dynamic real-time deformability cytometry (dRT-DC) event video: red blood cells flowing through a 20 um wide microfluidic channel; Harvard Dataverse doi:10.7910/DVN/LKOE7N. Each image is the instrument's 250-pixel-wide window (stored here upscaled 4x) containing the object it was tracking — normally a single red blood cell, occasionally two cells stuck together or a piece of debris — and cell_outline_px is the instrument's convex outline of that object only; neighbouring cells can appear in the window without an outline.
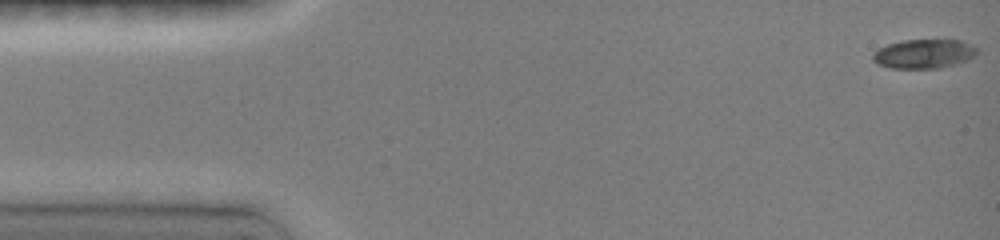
{"species": "common noctule bat (a hibernating species)", "species_latin": "Nyctalus noctula", "temperature_condition": "room temperature", "stored_images_in_passage": 47, "camera_frame_rate_fps": 3000, "um_per_image_px": 0.085, "animal": {"sex": "female", "body_mass_g": 19.0, "forearm_length_mm": 51.5}, "frame": {"image": 1, "passage_image": 1, "time_ms": 0.0, "image_size_px": [1000, 240], "cell_outline_px": [[980, 52], [976, 56], [968, 60], [940, 68], [892, 68], [876, 64], [872, 60], [872, 52], [888, 44], [904, 40], [960, 40], [980, 48]], "centroid_in_image_um": [78.56, 4.57], "position_along_channel_um": 6.4, "area_um2": 17.92}}
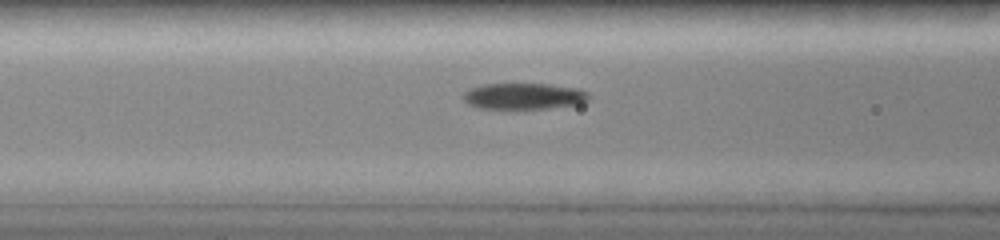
{"frame": {"image": 2, "passage_image": 19, "time_ms": 6.0, "image_size_px": [1000, 240], "cell_outline_px": [[588, 100], [580, 104], [516, 112], [512, 112], [476, 108], [468, 104], [464, 100], [464, 92], [472, 88], [484, 84], [548, 84], [576, 88], [584, 92], [588, 96]], "centroid_in_image_um": [44.45, 8.24], "position_along_channel_um": 122.2, "area_um2": 19.94}}
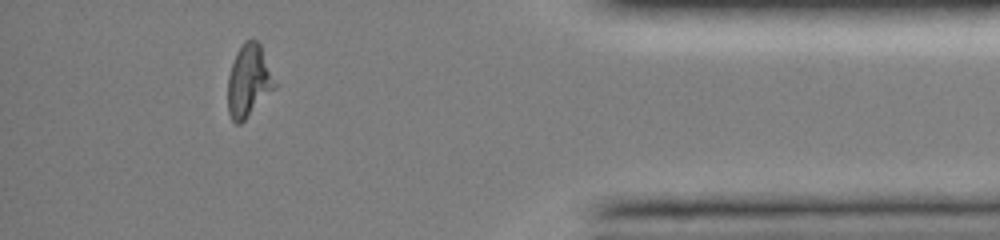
{"frame": {"image": 3, "passage_image": 42, "time_ms": 14.0, "image_size_px": [1000, 240], "cell_outline_px": [[276, 88], [240, 124], [236, 124], [232, 120], [228, 112], [228, 76], [236, 52], [240, 44], [244, 40], [252, 36], [260, 44], [276, 84]], "centroid_in_image_um": [21.13, 6.84], "position_along_channel_um": 414.1, "area_um2": 19.83}, "authors_computed_cell_mechanics": {"area_um2": 19.9988, "velocity_mm_per_s": 4.018, "shape_relaxation_time_tau1_ms": 5.2344, "shape_relaxation_time_tau2_ms": 4.9551, "deformation_change_tau1": 0.144, "deformation_change_tau2": 0.1289}}